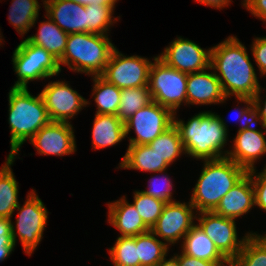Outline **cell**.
Wrapping results in <instances>:
<instances>
[{"instance_id": "obj_23", "label": "cell", "mask_w": 266, "mask_h": 266, "mask_svg": "<svg viewBox=\"0 0 266 266\" xmlns=\"http://www.w3.org/2000/svg\"><path fill=\"white\" fill-rule=\"evenodd\" d=\"M45 21H40L37 33L27 36V40L47 50L56 60H60L64 54L68 40V34L64 32L46 14Z\"/></svg>"}, {"instance_id": "obj_17", "label": "cell", "mask_w": 266, "mask_h": 266, "mask_svg": "<svg viewBox=\"0 0 266 266\" xmlns=\"http://www.w3.org/2000/svg\"><path fill=\"white\" fill-rule=\"evenodd\" d=\"M226 157L247 172L256 169L255 164L266 155V131L242 130L237 132Z\"/></svg>"}, {"instance_id": "obj_33", "label": "cell", "mask_w": 266, "mask_h": 266, "mask_svg": "<svg viewBox=\"0 0 266 266\" xmlns=\"http://www.w3.org/2000/svg\"><path fill=\"white\" fill-rule=\"evenodd\" d=\"M109 259L114 266H139L136 236H118L111 248Z\"/></svg>"}, {"instance_id": "obj_44", "label": "cell", "mask_w": 266, "mask_h": 266, "mask_svg": "<svg viewBox=\"0 0 266 266\" xmlns=\"http://www.w3.org/2000/svg\"><path fill=\"white\" fill-rule=\"evenodd\" d=\"M195 2L217 10H222L230 5L228 0H195Z\"/></svg>"}, {"instance_id": "obj_24", "label": "cell", "mask_w": 266, "mask_h": 266, "mask_svg": "<svg viewBox=\"0 0 266 266\" xmlns=\"http://www.w3.org/2000/svg\"><path fill=\"white\" fill-rule=\"evenodd\" d=\"M180 246V251L191 257L205 261L229 262L197 224L184 236Z\"/></svg>"}, {"instance_id": "obj_39", "label": "cell", "mask_w": 266, "mask_h": 266, "mask_svg": "<svg viewBox=\"0 0 266 266\" xmlns=\"http://www.w3.org/2000/svg\"><path fill=\"white\" fill-rule=\"evenodd\" d=\"M174 255L178 258L179 266H231L230 262L205 261L184 254L182 251L181 253H174Z\"/></svg>"}, {"instance_id": "obj_4", "label": "cell", "mask_w": 266, "mask_h": 266, "mask_svg": "<svg viewBox=\"0 0 266 266\" xmlns=\"http://www.w3.org/2000/svg\"><path fill=\"white\" fill-rule=\"evenodd\" d=\"M202 163L189 199L197 213L213 211L222 197L248 173L228 157L203 160Z\"/></svg>"}, {"instance_id": "obj_41", "label": "cell", "mask_w": 266, "mask_h": 266, "mask_svg": "<svg viewBox=\"0 0 266 266\" xmlns=\"http://www.w3.org/2000/svg\"><path fill=\"white\" fill-rule=\"evenodd\" d=\"M263 90H266L265 88H262V86L260 85L257 93L255 94V96L252 98L253 99V104L255 105L256 109L259 112V116L263 121V125L266 129V96H261L263 92ZM263 97V99H262ZM265 97V100H264ZM264 100V101H263Z\"/></svg>"}, {"instance_id": "obj_16", "label": "cell", "mask_w": 266, "mask_h": 266, "mask_svg": "<svg viewBox=\"0 0 266 266\" xmlns=\"http://www.w3.org/2000/svg\"><path fill=\"white\" fill-rule=\"evenodd\" d=\"M227 99L211 67L200 72L188 73L187 106L223 104Z\"/></svg>"}, {"instance_id": "obj_20", "label": "cell", "mask_w": 266, "mask_h": 266, "mask_svg": "<svg viewBox=\"0 0 266 266\" xmlns=\"http://www.w3.org/2000/svg\"><path fill=\"white\" fill-rule=\"evenodd\" d=\"M106 205H108L107 222L120 232V236H137L150 231L132 202L129 203L126 199V195Z\"/></svg>"}, {"instance_id": "obj_7", "label": "cell", "mask_w": 266, "mask_h": 266, "mask_svg": "<svg viewBox=\"0 0 266 266\" xmlns=\"http://www.w3.org/2000/svg\"><path fill=\"white\" fill-rule=\"evenodd\" d=\"M15 210L17 217L15 223H11L14 245L19 239L24 253L31 256L43 239L49 212L35 189L28 192L23 205L19 203Z\"/></svg>"}, {"instance_id": "obj_6", "label": "cell", "mask_w": 266, "mask_h": 266, "mask_svg": "<svg viewBox=\"0 0 266 266\" xmlns=\"http://www.w3.org/2000/svg\"><path fill=\"white\" fill-rule=\"evenodd\" d=\"M11 61L18 78L12 85L14 88H28L31 81L51 79L61 73L58 60L26 38L14 49Z\"/></svg>"}, {"instance_id": "obj_36", "label": "cell", "mask_w": 266, "mask_h": 266, "mask_svg": "<svg viewBox=\"0 0 266 266\" xmlns=\"http://www.w3.org/2000/svg\"><path fill=\"white\" fill-rule=\"evenodd\" d=\"M160 173V174H159ZM155 172L148 181V188L146 190H140L153 198L160 199L166 203L174 202L173 198L174 184L167 174V170L161 172ZM159 174V175H158ZM162 175V176H160Z\"/></svg>"}, {"instance_id": "obj_10", "label": "cell", "mask_w": 266, "mask_h": 266, "mask_svg": "<svg viewBox=\"0 0 266 266\" xmlns=\"http://www.w3.org/2000/svg\"><path fill=\"white\" fill-rule=\"evenodd\" d=\"M152 62L140 55L126 56L115 47L101 77L120 89L145 87Z\"/></svg>"}, {"instance_id": "obj_18", "label": "cell", "mask_w": 266, "mask_h": 266, "mask_svg": "<svg viewBox=\"0 0 266 266\" xmlns=\"http://www.w3.org/2000/svg\"><path fill=\"white\" fill-rule=\"evenodd\" d=\"M45 14L64 32L87 33V13L84 5L69 0H42Z\"/></svg>"}, {"instance_id": "obj_29", "label": "cell", "mask_w": 266, "mask_h": 266, "mask_svg": "<svg viewBox=\"0 0 266 266\" xmlns=\"http://www.w3.org/2000/svg\"><path fill=\"white\" fill-rule=\"evenodd\" d=\"M139 266H156L165 256L169 247L150 230L136 236Z\"/></svg>"}, {"instance_id": "obj_9", "label": "cell", "mask_w": 266, "mask_h": 266, "mask_svg": "<svg viewBox=\"0 0 266 266\" xmlns=\"http://www.w3.org/2000/svg\"><path fill=\"white\" fill-rule=\"evenodd\" d=\"M173 124L174 113L153 100L124 122L129 145H148ZM131 130L136 137H128Z\"/></svg>"}, {"instance_id": "obj_3", "label": "cell", "mask_w": 266, "mask_h": 266, "mask_svg": "<svg viewBox=\"0 0 266 266\" xmlns=\"http://www.w3.org/2000/svg\"><path fill=\"white\" fill-rule=\"evenodd\" d=\"M50 122L40 93L33 96L28 88L11 87L8 93L10 152L7 156L17 158L22 145Z\"/></svg>"}, {"instance_id": "obj_22", "label": "cell", "mask_w": 266, "mask_h": 266, "mask_svg": "<svg viewBox=\"0 0 266 266\" xmlns=\"http://www.w3.org/2000/svg\"><path fill=\"white\" fill-rule=\"evenodd\" d=\"M92 126V149L115 146L126 138L124 122L116 115L95 113Z\"/></svg>"}, {"instance_id": "obj_26", "label": "cell", "mask_w": 266, "mask_h": 266, "mask_svg": "<svg viewBox=\"0 0 266 266\" xmlns=\"http://www.w3.org/2000/svg\"><path fill=\"white\" fill-rule=\"evenodd\" d=\"M41 3L38 0H12L9 6L8 20L16 29V32L22 36L26 35L32 27H35Z\"/></svg>"}, {"instance_id": "obj_15", "label": "cell", "mask_w": 266, "mask_h": 266, "mask_svg": "<svg viewBox=\"0 0 266 266\" xmlns=\"http://www.w3.org/2000/svg\"><path fill=\"white\" fill-rule=\"evenodd\" d=\"M74 127L66 122H53L43 126L30 140L40 156L63 157L77 150Z\"/></svg>"}, {"instance_id": "obj_32", "label": "cell", "mask_w": 266, "mask_h": 266, "mask_svg": "<svg viewBox=\"0 0 266 266\" xmlns=\"http://www.w3.org/2000/svg\"><path fill=\"white\" fill-rule=\"evenodd\" d=\"M115 5H88L85 6L87 13V33L109 35L110 27L120 20V16L113 17Z\"/></svg>"}, {"instance_id": "obj_48", "label": "cell", "mask_w": 266, "mask_h": 266, "mask_svg": "<svg viewBox=\"0 0 266 266\" xmlns=\"http://www.w3.org/2000/svg\"><path fill=\"white\" fill-rule=\"evenodd\" d=\"M261 236L266 240V232H264V234H262Z\"/></svg>"}, {"instance_id": "obj_45", "label": "cell", "mask_w": 266, "mask_h": 266, "mask_svg": "<svg viewBox=\"0 0 266 266\" xmlns=\"http://www.w3.org/2000/svg\"><path fill=\"white\" fill-rule=\"evenodd\" d=\"M165 256L156 266H179L178 258L173 255L170 258H166Z\"/></svg>"}, {"instance_id": "obj_19", "label": "cell", "mask_w": 266, "mask_h": 266, "mask_svg": "<svg viewBox=\"0 0 266 266\" xmlns=\"http://www.w3.org/2000/svg\"><path fill=\"white\" fill-rule=\"evenodd\" d=\"M255 207L254 189L248 172L230 191L222 197L213 210L216 214L237 219L248 214Z\"/></svg>"}, {"instance_id": "obj_1", "label": "cell", "mask_w": 266, "mask_h": 266, "mask_svg": "<svg viewBox=\"0 0 266 266\" xmlns=\"http://www.w3.org/2000/svg\"><path fill=\"white\" fill-rule=\"evenodd\" d=\"M250 59L247 47L234 35L211 47L210 67L226 97L253 98L257 93L259 77Z\"/></svg>"}, {"instance_id": "obj_21", "label": "cell", "mask_w": 266, "mask_h": 266, "mask_svg": "<svg viewBox=\"0 0 266 266\" xmlns=\"http://www.w3.org/2000/svg\"><path fill=\"white\" fill-rule=\"evenodd\" d=\"M117 169L139 170L142 172H161L169 166L149 145H128Z\"/></svg>"}, {"instance_id": "obj_25", "label": "cell", "mask_w": 266, "mask_h": 266, "mask_svg": "<svg viewBox=\"0 0 266 266\" xmlns=\"http://www.w3.org/2000/svg\"><path fill=\"white\" fill-rule=\"evenodd\" d=\"M15 157L7 156L0 168V218L12 219L19 205V185L12 170Z\"/></svg>"}, {"instance_id": "obj_34", "label": "cell", "mask_w": 266, "mask_h": 266, "mask_svg": "<svg viewBox=\"0 0 266 266\" xmlns=\"http://www.w3.org/2000/svg\"><path fill=\"white\" fill-rule=\"evenodd\" d=\"M166 202L153 198L140 190L133 192L132 205L136 208L144 223L151 229L156 223Z\"/></svg>"}, {"instance_id": "obj_13", "label": "cell", "mask_w": 266, "mask_h": 266, "mask_svg": "<svg viewBox=\"0 0 266 266\" xmlns=\"http://www.w3.org/2000/svg\"><path fill=\"white\" fill-rule=\"evenodd\" d=\"M43 87L40 95L53 122L70 123L74 116L90 105L88 99L74 90L66 80L50 81Z\"/></svg>"}, {"instance_id": "obj_35", "label": "cell", "mask_w": 266, "mask_h": 266, "mask_svg": "<svg viewBox=\"0 0 266 266\" xmlns=\"http://www.w3.org/2000/svg\"><path fill=\"white\" fill-rule=\"evenodd\" d=\"M237 100V105L235 107L234 113L236 114L234 117H236L235 120L240 123L238 126V130L236 132L242 131V130H250V131H266L263 121L259 116V112L256 109L255 105L253 104V99L249 97H235ZM239 104L242 105L239 106ZM245 104V105H243ZM244 106V107H243ZM240 107V108H239ZM234 114L232 113V116ZM260 124L258 129L257 125ZM256 127V128H255Z\"/></svg>"}, {"instance_id": "obj_46", "label": "cell", "mask_w": 266, "mask_h": 266, "mask_svg": "<svg viewBox=\"0 0 266 266\" xmlns=\"http://www.w3.org/2000/svg\"><path fill=\"white\" fill-rule=\"evenodd\" d=\"M229 4L231 5V3L233 2L232 0H228ZM253 0H242L241 1V5L247 10V8L251 5Z\"/></svg>"}, {"instance_id": "obj_30", "label": "cell", "mask_w": 266, "mask_h": 266, "mask_svg": "<svg viewBox=\"0 0 266 266\" xmlns=\"http://www.w3.org/2000/svg\"><path fill=\"white\" fill-rule=\"evenodd\" d=\"M231 266H266V240L257 231L245 240Z\"/></svg>"}, {"instance_id": "obj_31", "label": "cell", "mask_w": 266, "mask_h": 266, "mask_svg": "<svg viewBox=\"0 0 266 266\" xmlns=\"http://www.w3.org/2000/svg\"><path fill=\"white\" fill-rule=\"evenodd\" d=\"M152 101L149 87H133L122 89L117 117L122 121H127L139 109Z\"/></svg>"}, {"instance_id": "obj_12", "label": "cell", "mask_w": 266, "mask_h": 266, "mask_svg": "<svg viewBox=\"0 0 266 266\" xmlns=\"http://www.w3.org/2000/svg\"><path fill=\"white\" fill-rule=\"evenodd\" d=\"M196 214L190 200L166 203L162 214L150 230L170 248L179 241L182 243L184 236L196 224Z\"/></svg>"}, {"instance_id": "obj_47", "label": "cell", "mask_w": 266, "mask_h": 266, "mask_svg": "<svg viewBox=\"0 0 266 266\" xmlns=\"http://www.w3.org/2000/svg\"><path fill=\"white\" fill-rule=\"evenodd\" d=\"M2 42H5V41H3V34L1 33V29H0V46L3 45Z\"/></svg>"}, {"instance_id": "obj_28", "label": "cell", "mask_w": 266, "mask_h": 266, "mask_svg": "<svg viewBox=\"0 0 266 266\" xmlns=\"http://www.w3.org/2000/svg\"><path fill=\"white\" fill-rule=\"evenodd\" d=\"M152 150L170 166L177 158L186 155L178 128L173 124L150 144Z\"/></svg>"}, {"instance_id": "obj_40", "label": "cell", "mask_w": 266, "mask_h": 266, "mask_svg": "<svg viewBox=\"0 0 266 266\" xmlns=\"http://www.w3.org/2000/svg\"><path fill=\"white\" fill-rule=\"evenodd\" d=\"M247 11L266 25V0H253Z\"/></svg>"}, {"instance_id": "obj_5", "label": "cell", "mask_w": 266, "mask_h": 266, "mask_svg": "<svg viewBox=\"0 0 266 266\" xmlns=\"http://www.w3.org/2000/svg\"><path fill=\"white\" fill-rule=\"evenodd\" d=\"M108 36L95 33L69 34L64 54L58 61L60 70L65 65L78 74L101 76L116 47Z\"/></svg>"}, {"instance_id": "obj_8", "label": "cell", "mask_w": 266, "mask_h": 266, "mask_svg": "<svg viewBox=\"0 0 266 266\" xmlns=\"http://www.w3.org/2000/svg\"><path fill=\"white\" fill-rule=\"evenodd\" d=\"M149 71V91L153 101L177 113L181 105L187 106V73L168 66L154 56Z\"/></svg>"}, {"instance_id": "obj_38", "label": "cell", "mask_w": 266, "mask_h": 266, "mask_svg": "<svg viewBox=\"0 0 266 266\" xmlns=\"http://www.w3.org/2000/svg\"><path fill=\"white\" fill-rule=\"evenodd\" d=\"M251 54L255 65L258 66L260 76H266V36L255 37L251 44Z\"/></svg>"}, {"instance_id": "obj_14", "label": "cell", "mask_w": 266, "mask_h": 266, "mask_svg": "<svg viewBox=\"0 0 266 266\" xmlns=\"http://www.w3.org/2000/svg\"><path fill=\"white\" fill-rule=\"evenodd\" d=\"M211 47L201 48L196 42L177 36L159 55L168 66L180 72H200L210 67Z\"/></svg>"}, {"instance_id": "obj_37", "label": "cell", "mask_w": 266, "mask_h": 266, "mask_svg": "<svg viewBox=\"0 0 266 266\" xmlns=\"http://www.w3.org/2000/svg\"><path fill=\"white\" fill-rule=\"evenodd\" d=\"M249 172L253 183L255 207L266 212V164L260 172L257 169Z\"/></svg>"}, {"instance_id": "obj_2", "label": "cell", "mask_w": 266, "mask_h": 266, "mask_svg": "<svg viewBox=\"0 0 266 266\" xmlns=\"http://www.w3.org/2000/svg\"><path fill=\"white\" fill-rule=\"evenodd\" d=\"M225 121L212 111L196 113L187 122L174 113V125L179 130L186 157L202 161L226 157L229 127Z\"/></svg>"}, {"instance_id": "obj_27", "label": "cell", "mask_w": 266, "mask_h": 266, "mask_svg": "<svg viewBox=\"0 0 266 266\" xmlns=\"http://www.w3.org/2000/svg\"><path fill=\"white\" fill-rule=\"evenodd\" d=\"M93 89L91 97L95 101L96 113L105 115H117L120 103V88L108 83L101 76H92Z\"/></svg>"}, {"instance_id": "obj_11", "label": "cell", "mask_w": 266, "mask_h": 266, "mask_svg": "<svg viewBox=\"0 0 266 266\" xmlns=\"http://www.w3.org/2000/svg\"><path fill=\"white\" fill-rule=\"evenodd\" d=\"M197 225L212 240L219 252L231 263L243 248L245 240L253 232L239 238L236 220L202 211L196 214Z\"/></svg>"}, {"instance_id": "obj_42", "label": "cell", "mask_w": 266, "mask_h": 266, "mask_svg": "<svg viewBox=\"0 0 266 266\" xmlns=\"http://www.w3.org/2000/svg\"><path fill=\"white\" fill-rule=\"evenodd\" d=\"M12 219L0 218V242H13Z\"/></svg>"}, {"instance_id": "obj_43", "label": "cell", "mask_w": 266, "mask_h": 266, "mask_svg": "<svg viewBox=\"0 0 266 266\" xmlns=\"http://www.w3.org/2000/svg\"><path fill=\"white\" fill-rule=\"evenodd\" d=\"M14 250V242H0V262L9 258Z\"/></svg>"}]
</instances>
